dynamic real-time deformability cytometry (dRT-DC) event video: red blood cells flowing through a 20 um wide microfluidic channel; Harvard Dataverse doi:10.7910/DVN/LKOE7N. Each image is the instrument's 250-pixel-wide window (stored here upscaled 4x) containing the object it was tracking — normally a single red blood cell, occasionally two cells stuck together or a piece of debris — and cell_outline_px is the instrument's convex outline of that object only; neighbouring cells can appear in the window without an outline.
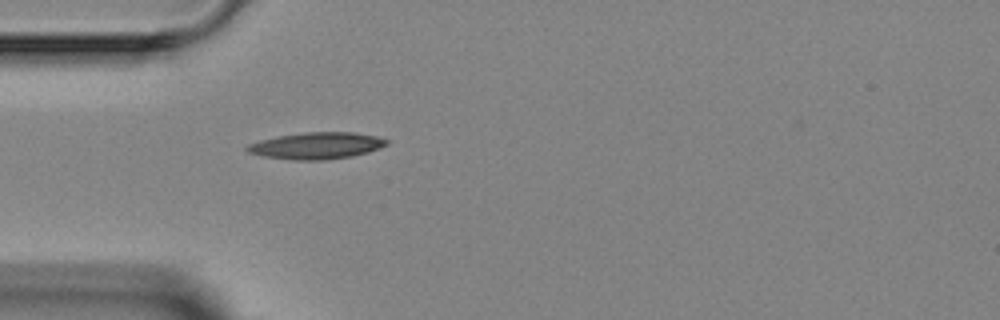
{"species": "Egyptian fruit bat (a non-hibernating species)", "species_latin": "Rousettus aegyptiacus", "temperature_condition": "room temperature", "stored_images_in_passage": 1, "camera_frame_rate_fps": 3000, "um_per_image_px": 0.085, "animal": {"sex": "female"}, "frame": {"image": 1, "passage_image": 1, "time_ms": 0.0, "image_size_px": [1000, 320], "cell_outline_px": [[388, 144], [368, 152], [352, 156], [324, 160], [292, 160], [264, 156], [248, 152], [244, 148], [248, 144], [260, 140], [276, 136], [304, 132], [352, 132], [376, 136], [388, 140]], "centroid_in_image_um": [26.88, 12.38], "position_along_channel_um": 58.1, "area_um2": 21.68}}